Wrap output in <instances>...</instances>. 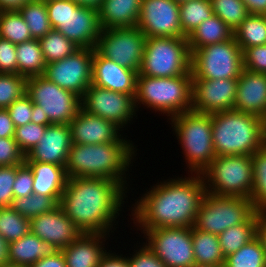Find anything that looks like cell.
Here are the masks:
<instances>
[{"label": "cell", "instance_id": "obj_25", "mask_svg": "<svg viewBox=\"0 0 266 267\" xmlns=\"http://www.w3.org/2000/svg\"><path fill=\"white\" fill-rule=\"evenodd\" d=\"M25 163L33 171V193L50 196L59 204L68 180L65 167L34 161Z\"/></svg>", "mask_w": 266, "mask_h": 267}, {"label": "cell", "instance_id": "obj_3", "mask_svg": "<svg viewBox=\"0 0 266 267\" xmlns=\"http://www.w3.org/2000/svg\"><path fill=\"white\" fill-rule=\"evenodd\" d=\"M136 147L138 146L127 138L124 141L96 145L72 144L65 166L67 177L106 178L119 182L132 192L129 169L136 161L139 150Z\"/></svg>", "mask_w": 266, "mask_h": 267}, {"label": "cell", "instance_id": "obj_21", "mask_svg": "<svg viewBox=\"0 0 266 267\" xmlns=\"http://www.w3.org/2000/svg\"><path fill=\"white\" fill-rule=\"evenodd\" d=\"M71 145L69 124L49 125L39 143L25 155V161L53 163L65 167Z\"/></svg>", "mask_w": 266, "mask_h": 267}, {"label": "cell", "instance_id": "obj_13", "mask_svg": "<svg viewBox=\"0 0 266 267\" xmlns=\"http://www.w3.org/2000/svg\"><path fill=\"white\" fill-rule=\"evenodd\" d=\"M140 232L144 243L166 267L195 265L191 227H161Z\"/></svg>", "mask_w": 266, "mask_h": 267}, {"label": "cell", "instance_id": "obj_24", "mask_svg": "<svg viewBox=\"0 0 266 267\" xmlns=\"http://www.w3.org/2000/svg\"><path fill=\"white\" fill-rule=\"evenodd\" d=\"M234 110L266 117V74L243 69L238 78Z\"/></svg>", "mask_w": 266, "mask_h": 267}, {"label": "cell", "instance_id": "obj_31", "mask_svg": "<svg viewBox=\"0 0 266 267\" xmlns=\"http://www.w3.org/2000/svg\"><path fill=\"white\" fill-rule=\"evenodd\" d=\"M18 74L27 78L41 76L46 68L38 39L16 45Z\"/></svg>", "mask_w": 266, "mask_h": 267}, {"label": "cell", "instance_id": "obj_17", "mask_svg": "<svg viewBox=\"0 0 266 267\" xmlns=\"http://www.w3.org/2000/svg\"><path fill=\"white\" fill-rule=\"evenodd\" d=\"M179 15V4L174 0H142L137 27L147 38H183Z\"/></svg>", "mask_w": 266, "mask_h": 267}, {"label": "cell", "instance_id": "obj_40", "mask_svg": "<svg viewBox=\"0 0 266 267\" xmlns=\"http://www.w3.org/2000/svg\"><path fill=\"white\" fill-rule=\"evenodd\" d=\"M58 205L50 196L32 193L29 196L14 198L10 207L31 220L42 213L55 209Z\"/></svg>", "mask_w": 266, "mask_h": 267}, {"label": "cell", "instance_id": "obj_57", "mask_svg": "<svg viewBox=\"0 0 266 267\" xmlns=\"http://www.w3.org/2000/svg\"><path fill=\"white\" fill-rule=\"evenodd\" d=\"M9 243L0 235V266L8 265Z\"/></svg>", "mask_w": 266, "mask_h": 267}, {"label": "cell", "instance_id": "obj_16", "mask_svg": "<svg viewBox=\"0 0 266 267\" xmlns=\"http://www.w3.org/2000/svg\"><path fill=\"white\" fill-rule=\"evenodd\" d=\"M93 54L92 48H80L64 59L47 63L42 76L81 98L91 85Z\"/></svg>", "mask_w": 266, "mask_h": 267}, {"label": "cell", "instance_id": "obj_36", "mask_svg": "<svg viewBox=\"0 0 266 267\" xmlns=\"http://www.w3.org/2000/svg\"><path fill=\"white\" fill-rule=\"evenodd\" d=\"M253 187L250 200L258 212H266V145H263L253 155Z\"/></svg>", "mask_w": 266, "mask_h": 267}, {"label": "cell", "instance_id": "obj_14", "mask_svg": "<svg viewBox=\"0 0 266 267\" xmlns=\"http://www.w3.org/2000/svg\"><path fill=\"white\" fill-rule=\"evenodd\" d=\"M146 39L137 26L101 29L94 49L120 66L139 72Z\"/></svg>", "mask_w": 266, "mask_h": 267}, {"label": "cell", "instance_id": "obj_2", "mask_svg": "<svg viewBox=\"0 0 266 267\" xmlns=\"http://www.w3.org/2000/svg\"><path fill=\"white\" fill-rule=\"evenodd\" d=\"M127 193L119 182L106 178H68L59 205L82 233L113 236Z\"/></svg>", "mask_w": 266, "mask_h": 267}, {"label": "cell", "instance_id": "obj_27", "mask_svg": "<svg viewBox=\"0 0 266 267\" xmlns=\"http://www.w3.org/2000/svg\"><path fill=\"white\" fill-rule=\"evenodd\" d=\"M59 249L29 232L22 238L9 243L8 265L30 267L43 257L54 255Z\"/></svg>", "mask_w": 266, "mask_h": 267}, {"label": "cell", "instance_id": "obj_46", "mask_svg": "<svg viewBox=\"0 0 266 267\" xmlns=\"http://www.w3.org/2000/svg\"><path fill=\"white\" fill-rule=\"evenodd\" d=\"M21 165L0 167V208L10 207L13 199V184L16 171Z\"/></svg>", "mask_w": 266, "mask_h": 267}, {"label": "cell", "instance_id": "obj_43", "mask_svg": "<svg viewBox=\"0 0 266 267\" xmlns=\"http://www.w3.org/2000/svg\"><path fill=\"white\" fill-rule=\"evenodd\" d=\"M46 127V125L40 124L36 120L15 127L13 138L25 155L39 143L45 133Z\"/></svg>", "mask_w": 266, "mask_h": 267}, {"label": "cell", "instance_id": "obj_42", "mask_svg": "<svg viewBox=\"0 0 266 267\" xmlns=\"http://www.w3.org/2000/svg\"><path fill=\"white\" fill-rule=\"evenodd\" d=\"M27 79L19 74L0 73V109H6L26 94Z\"/></svg>", "mask_w": 266, "mask_h": 267}, {"label": "cell", "instance_id": "obj_38", "mask_svg": "<svg viewBox=\"0 0 266 267\" xmlns=\"http://www.w3.org/2000/svg\"><path fill=\"white\" fill-rule=\"evenodd\" d=\"M0 38L15 45L33 39L18 10L0 11Z\"/></svg>", "mask_w": 266, "mask_h": 267}, {"label": "cell", "instance_id": "obj_11", "mask_svg": "<svg viewBox=\"0 0 266 267\" xmlns=\"http://www.w3.org/2000/svg\"><path fill=\"white\" fill-rule=\"evenodd\" d=\"M243 70V51L235 38L191 52L192 80L238 79Z\"/></svg>", "mask_w": 266, "mask_h": 267}, {"label": "cell", "instance_id": "obj_32", "mask_svg": "<svg viewBox=\"0 0 266 267\" xmlns=\"http://www.w3.org/2000/svg\"><path fill=\"white\" fill-rule=\"evenodd\" d=\"M233 37L242 51L266 44V15L249 14L234 30Z\"/></svg>", "mask_w": 266, "mask_h": 267}, {"label": "cell", "instance_id": "obj_55", "mask_svg": "<svg viewBox=\"0 0 266 267\" xmlns=\"http://www.w3.org/2000/svg\"><path fill=\"white\" fill-rule=\"evenodd\" d=\"M257 237L260 239L266 254V212H260L258 216Z\"/></svg>", "mask_w": 266, "mask_h": 267}, {"label": "cell", "instance_id": "obj_41", "mask_svg": "<svg viewBox=\"0 0 266 267\" xmlns=\"http://www.w3.org/2000/svg\"><path fill=\"white\" fill-rule=\"evenodd\" d=\"M213 13L217 15L233 31L249 15L242 0H210Z\"/></svg>", "mask_w": 266, "mask_h": 267}, {"label": "cell", "instance_id": "obj_29", "mask_svg": "<svg viewBox=\"0 0 266 267\" xmlns=\"http://www.w3.org/2000/svg\"><path fill=\"white\" fill-rule=\"evenodd\" d=\"M260 212L256 211L245 223L227 228L218 235L223 256L226 258L257 236V221Z\"/></svg>", "mask_w": 266, "mask_h": 267}, {"label": "cell", "instance_id": "obj_62", "mask_svg": "<svg viewBox=\"0 0 266 267\" xmlns=\"http://www.w3.org/2000/svg\"><path fill=\"white\" fill-rule=\"evenodd\" d=\"M0 267H15V266L6 265V266H0Z\"/></svg>", "mask_w": 266, "mask_h": 267}, {"label": "cell", "instance_id": "obj_52", "mask_svg": "<svg viewBox=\"0 0 266 267\" xmlns=\"http://www.w3.org/2000/svg\"><path fill=\"white\" fill-rule=\"evenodd\" d=\"M30 267H66V262L61 250H59L54 255L41 258Z\"/></svg>", "mask_w": 266, "mask_h": 267}, {"label": "cell", "instance_id": "obj_9", "mask_svg": "<svg viewBox=\"0 0 266 267\" xmlns=\"http://www.w3.org/2000/svg\"><path fill=\"white\" fill-rule=\"evenodd\" d=\"M45 2L53 29L80 48H95L101 32L97 9L79 6L74 0Z\"/></svg>", "mask_w": 266, "mask_h": 267}, {"label": "cell", "instance_id": "obj_5", "mask_svg": "<svg viewBox=\"0 0 266 267\" xmlns=\"http://www.w3.org/2000/svg\"><path fill=\"white\" fill-rule=\"evenodd\" d=\"M136 110L149 108L170 118L192 111V76L157 78L137 76Z\"/></svg>", "mask_w": 266, "mask_h": 267}, {"label": "cell", "instance_id": "obj_37", "mask_svg": "<svg viewBox=\"0 0 266 267\" xmlns=\"http://www.w3.org/2000/svg\"><path fill=\"white\" fill-rule=\"evenodd\" d=\"M225 267H266V254L260 239L256 236L226 257Z\"/></svg>", "mask_w": 266, "mask_h": 267}, {"label": "cell", "instance_id": "obj_39", "mask_svg": "<svg viewBox=\"0 0 266 267\" xmlns=\"http://www.w3.org/2000/svg\"><path fill=\"white\" fill-rule=\"evenodd\" d=\"M30 232V219L11 207L0 208V235L11 243Z\"/></svg>", "mask_w": 266, "mask_h": 267}, {"label": "cell", "instance_id": "obj_1", "mask_svg": "<svg viewBox=\"0 0 266 267\" xmlns=\"http://www.w3.org/2000/svg\"><path fill=\"white\" fill-rule=\"evenodd\" d=\"M177 177V178H176ZM158 182L146 188L131 205V227L149 231L161 227H193L206 193L201 174H188ZM148 189V190H147ZM134 206V207H133Z\"/></svg>", "mask_w": 266, "mask_h": 267}, {"label": "cell", "instance_id": "obj_28", "mask_svg": "<svg viewBox=\"0 0 266 267\" xmlns=\"http://www.w3.org/2000/svg\"><path fill=\"white\" fill-rule=\"evenodd\" d=\"M233 30L217 15L203 21L187 37L190 52H195L204 46L221 43L233 38Z\"/></svg>", "mask_w": 266, "mask_h": 267}, {"label": "cell", "instance_id": "obj_6", "mask_svg": "<svg viewBox=\"0 0 266 267\" xmlns=\"http://www.w3.org/2000/svg\"><path fill=\"white\" fill-rule=\"evenodd\" d=\"M186 162V174H201L216 157L211 114L188 111L169 119ZM190 170V171H189Z\"/></svg>", "mask_w": 266, "mask_h": 267}, {"label": "cell", "instance_id": "obj_51", "mask_svg": "<svg viewBox=\"0 0 266 267\" xmlns=\"http://www.w3.org/2000/svg\"><path fill=\"white\" fill-rule=\"evenodd\" d=\"M127 256V257H126ZM98 267H130L128 255L120 254L108 250L102 257Z\"/></svg>", "mask_w": 266, "mask_h": 267}, {"label": "cell", "instance_id": "obj_60", "mask_svg": "<svg viewBox=\"0 0 266 267\" xmlns=\"http://www.w3.org/2000/svg\"><path fill=\"white\" fill-rule=\"evenodd\" d=\"M264 145H266V117L264 118Z\"/></svg>", "mask_w": 266, "mask_h": 267}, {"label": "cell", "instance_id": "obj_30", "mask_svg": "<svg viewBox=\"0 0 266 267\" xmlns=\"http://www.w3.org/2000/svg\"><path fill=\"white\" fill-rule=\"evenodd\" d=\"M192 243L195 264H225L218 235L192 227Z\"/></svg>", "mask_w": 266, "mask_h": 267}, {"label": "cell", "instance_id": "obj_48", "mask_svg": "<svg viewBox=\"0 0 266 267\" xmlns=\"http://www.w3.org/2000/svg\"><path fill=\"white\" fill-rule=\"evenodd\" d=\"M243 69L266 74V44L243 51Z\"/></svg>", "mask_w": 266, "mask_h": 267}, {"label": "cell", "instance_id": "obj_47", "mask_svg": "<svg viewBox=\"0 0 266 267\" xmlns=\"http://www.w3.org/2000/svg\"><path fill=\"white\" fill-rule=\"evenodd\" d=\"M134 248V252L128 254L130 267H166L165 264L148 248L144 241L142 243L139 241Z\"/></svg>", "mask_w": 266, "mask_h": 267}, {"label": "cell", "instance_id": "obj_53", "mask_svg": "<svg viewBox=\"0 0 266 267\" xmlns=\"http://www.w3.org/2000/svg\"><path fill=\"white\" fill-rule=\"evenodd\" d=\"M15 126L6 109H0V138L13 137Z\"/></svg>", "mask_w": 266, "mask_h": 267}, {"label": "cell", "instance_id": "obj_33", "mask_svg": "<svg viewBox=\"0 0 266 267\" xmlns=\"http://www.w3.org/2000/svg\"><path fill=\"white\" fill-rule=\"evenodd\" d=\"M18 11L29 27L33 39H40L53 29L50 24L45 1H27Z\"/></svg>", "mask_w": 266, "mask_h": 267}, {"label": "cell", "instance_id": "obj_54", "mask_svg": "<svg viewBox=\"0 0 266 267\" xmlns=\"http://www.w3.org/2000/svg\"><path fill=\"white\" fill-rule=\"evenodd\" d=\"M249 14L266 15V0H242Z\"/></svg>", "mask_w": 266, "mask_h": 267}, {"label": "cell", "instance_id": "obj_50", "mask_svg": "<svg viewBox=\"0 0 266 267\" xmlns=\"http://www.w3.org/2000/svg\"><path fill=\"white\" fill-rule=\"evenodd\" d=\"M33 171L23 163L16 171V178L13 184L14 198L29 196L33 193Z\"/></svg>", "mask_w": 266, "mask_h": 267}, {"label": "cell", "instance_id": "obj_7", "mask_svg": "<svg viewBox=\"0 0 266 267\" xmlns=\"http://www.w3.org/2000/svg\"><path fill=\"white\" fill-rule=\"evenodd\" d=\"M138 75L157 78L192 76L187 37L147 38Z\"/></svg>", "mask_w": 266, "mask_h": 267}, {"label": "cell", "instance_id": "obj_49", "mask_svg": "<svg viewBox=\"0 0 266 267\" xmlns=\"http://www.w3.org/2000/svg\"><path fill=\"white\" fill-rule=\"evenodd\" d=\"M0 73L18 74L16 45L0 38Z\"/></svg>", "mask_w": 266, "mask_h": 267}, {"label": "cell", "instance_id": "obj_15", "mask_svg": "<svg viewBox=\"0 0 266 267\" xmlns=\"http://www.w3.org/2000/svg\"><path fill=\"white\" fill-rule=\"evenodd\" d=\"M81 108L87 113L115 123L123 131L128 130V125L133 124V119L137 117L135 98L132 95L95 85H90L84 92Z\"/></svg>", "mask_w": 266, "mask_h": 267}, {"label": "cell", "instance_id": "obj_56", "mask_svg": "<svg viewBox=\"0 0 266 267\" xmlns=\"http://www.w3.org/2000/svg\"><path fill=\"white\" fill-rule=\"evenodd\" d=\"M29 0H0V11L18 10Z\"/></svg>", "mask_w": 266, "mask_h": 267}, {"label": "cell", "instance_id": "obj_44", "mask_svg": "<svg viewBox=\"0 0 266 267\" xmlns=\"http://www.w3.org/2000/svg\"><path fill=\"white\" fill-rule=\"evenodd\" d=\"M15 127L28 124L36 120L34 104L30 97L24 94L6 108Z\"/></svg>", "mask_w": 266, "mask_h": 267}, {"label": "cell", "instance_id": "obj_12", "mask_svg": "<svg viewBox=\"0 0 266 267\" xmlns=\"http://www.w3.org/2000/svg\"><path fill=\"white\" fill-rule=\"evenodd\" d=\"M255 212L252 201L248 198L218 196L206 192L193 227L219 235L229 227L245 223Z\"/></svg>", "mask_w": 266, "mask_h": 267}, {"label": "cell", "instance_id": "obj_58", "mask_svg": "<svg viewBox=\"0 0 266 267\" xmlns=\"http://www.w3.org/2000/svg\"><path fill=\"white\" fill-rule=\"evenodd\" d=\"M79 6L99 9L102 0H74Z\"/></svg>", "mask_w": 266, "mask_h": 267}, {"label": "cell", "instance_id": "obj_34", "mask_svg": "<svg viewBox=\"0 0 266 267\" xmlns=\"http://www.w3.org/2000/svg\"><path fill=\"white\" fill-rule=\"evenodd\" d=\"M38 40L46 64L64 59L80 49L73 41H70L60 31L55 29H52Z\"/></svg>", "mask_w": 266, "mask_h": 267}, {"label": "cell", "instance_id": "obj_10", "mask_svg": "<svg viewBox=\"0 0 266 267\" xmlns=\"http://www.w3.org/2000/svg\"><path fill=\"white\" fill-rule=\"evenodd\" d=\"M201 175L208 193L248 199L251 197L253 187L251 156H216Z\"/></svg>", "mask_w": 266, "mask_h": 267}, {"label": "cell", "instance_id": "obj_26", "mask_svg": "<svg viewBox=\"0 0 266 267\" xmlns=\"http://www.w3.org/2000/svg\"><path fill=\"white\" fill-rule=\"evenodd\" d=\"M142 0H102L98 9L101 29L136 27Z\"/></svg>", "mask_w": 266, "mask_h": 267}, {"label": "cell", "instance_id": "obj_4", "mask_svg": "<svg viewBox=\"0 0 266 267\" xmlns=\"http://www.w3.org/2000/svg\"><path fill=\"white\" fill-rule=\"evenodd\" d=\"M216 156L253 155L264 145V119L237 110L211 114Z\"/></svg>", "mask_w": 266, "mask_h": 267}, {"label": "cell", "instance_id": "obj_22", "mask_svg": "<svg viewBox=\"0 0 266 267\" xmlns=\"http://www.w3.org/2000/svg\"><path fill=\"white\" fill-rule=\"evenodd\" d=\"M138 72L101 56L95 49L91 85L132 95L135 98Z\"/></svg>", "mask_w": 266, "mask_h": 267}, {"label": "cell", "instance_id": "obj_59", "mask_svg": "<svg viewBox=\"0 0 266 267\" xmlns=\"http://www.w3.org/2000/svg\"><path fill=\"white\" fill-rule=\"evenodd\" d=\"M191 267H225V264H220V265L195 264Z\"/></svg>", "mask_w": 266, "mask_h": 267}, {"label": "cell", "instance_id": "obj_61", "mask_svg": "<svg viewBox=\"0 0 266 267\" xmlns=\"http://www.w3.org/2000/svg\"><path fill=\"white\" fill-rule=\"evenodd\" d=\"M174 1L177 2L178 4H181V3L187 2L189 0H174Z\"/></svg>", "mask_w": 266, "mask_h": 267}, {"label": "cell", "instance_id": "obj_45", "mask_svg": "<svg viewBox=\"0 0 266 267\" xmlns=\"http://www.w3.org/2000/svg\"><path fill=\"white\" fill-rule=\"evenodd\" d=\"M25 163V154L13 137L0 138V167Z\"/></svg>", "mask_w": 266, "mask_h": 267}, {"label": "cell", "instance_id": "obj_20", "mask_svg": "<svg viewBox=\"0 0 266 267\" xmlns=\"http://www.w3.org/2000/svg\"><path fill=\"white\" fill-rule=\"evenodd\" d=\"M30 232L59 250L71 244L82 232L58 205L30 220Z\"/></svg>", "mask_w": 266, "mask_h": 267}, {"label": "cell", "instance_id": "obj_18", "mask_svg": "<svg viewBox=\"0 0 266 267\" xmlns=\"http://www.w3.org/2000/svg\"><path fill=\"white\" fill-rule=\"evenodd\" d=\"M238 79L192 80V111L213 114L233 110Z\"/></svg>", "mask_w": 266, "mask_h": 267}, {"label": "cell", "instance_id": "obj_19", "mask_svg": "<svg viewBox=\"0 0 266 267\" xmlns=\"http://www.w3.org/2000/svg\"><path fill=\"white\" fill-rule=\"evenodd\" d=\"M69 125L72 144L96 145L124 141L128 137L115 123L87 113L82 108Z\"/></svg>", "mask_w": 266, "mask_h": 267}, {"label": "cell", "instance_id": "obj_8", "mask_svg": "<svg viewBox=\"0 0 266 267\" xmlns=\"http://www.w3.org/2000/svg\"><path fill=\"white\" fill-rule=\"evenodd\" d=\"M26 94L34 104L36 121L46 126L69 124L81 108V98L45 77L27 78Z\"/></svg>", "mask_w": 266, "mask_h": 267}, {"label": "cell", "instance_id": "obj_23", "mask_svg": "<svg viewBox=\"0 0 266 267\" xmlns=\"http://www.w3.org/2000/svg\"><path fill=\"white\" fill-rule=\"evenodd\" d=\"M111 234L81 233L71 244L61 250L66 267H98L102 257L109 250ZM107 249V250H106Z\"/></svg>", "mask_w": 266, "mask_h": 267}, {"label": "cell", "instance_id": "obj_35", "mask_svg": "<svg viewBox=\"0 0 266 267\" xmlns=\"http://www.w3.org/2000/svg\"><path fill=\"white\" fill-rule=\"evenodd\" d=\"M181 29L188 37L203 21L214 15L210 0H189L179 4Z\"/></svg>", "mask_w": 266, "mask_h": 267}]
</instances>
